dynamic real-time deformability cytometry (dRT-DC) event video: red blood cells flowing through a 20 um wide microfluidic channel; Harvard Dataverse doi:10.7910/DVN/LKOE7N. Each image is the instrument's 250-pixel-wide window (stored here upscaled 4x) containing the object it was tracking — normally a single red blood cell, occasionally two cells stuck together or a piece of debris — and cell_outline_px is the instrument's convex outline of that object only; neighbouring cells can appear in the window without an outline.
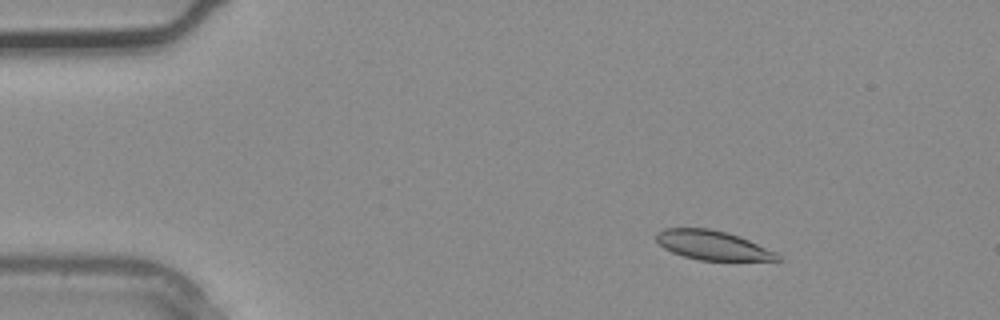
{"species": "common noctule bat (a hibernating species)", "species_latin": "Nyctalus noctula", "temperature_condition": "warm", "stored_images_in_passage": 2, "camera_frame_rate_fps": 3000, "um_per_image_px": 0.085, "animal": {"sex": "male", "body_mass_g": 20.4}, "frame": {"image": 1, "passage_image": 1, "time_ms": 0.0, "image_size_px": [1000, 320], "cell_outline_px": [[784, 260], [700, 260], [684, 256], [672, 252], [664, 248], [656, 240], [656, 232], [664, 228], [708, 228], [728, 232], [740, 236], [776, 252]], "centroid_in_image_um": [60.57, 20.83], "position_along_channel_um": 24.4, "area_um2": 20.63}}